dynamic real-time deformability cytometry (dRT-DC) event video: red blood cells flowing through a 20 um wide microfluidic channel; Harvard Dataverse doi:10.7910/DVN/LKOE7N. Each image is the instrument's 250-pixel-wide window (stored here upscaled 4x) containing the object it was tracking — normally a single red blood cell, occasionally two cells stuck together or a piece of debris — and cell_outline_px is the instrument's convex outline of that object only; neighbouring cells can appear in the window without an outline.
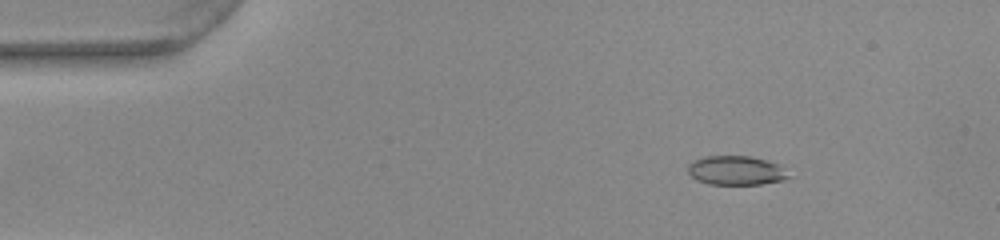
{"species": "common noctule bat (a hibernating species)", "species_latin": "Nyctalus noctula", "temperature_condition": "warm", "stored_images_in_passage": 51, "camera_frame_rate_fps": 3000, "um_per_image_px": 0.085, "animal": {"sex": "female", "body_mass_g": 22.0, "forearm_length_mm": 56.7}, "frame": {"image": 1, "passage_image": 6, "time_ms": 1.667, "image_size_px": [1000, 240], "cell_outline_px": [[788, 176], [784, 180], [760, 184], [708, 184], [696, 180], [688, 172], [688, 164], [692, 160], [704, 156], [752, 156], [768, 160], [780, 164]], "centroid_in_image_um": [62.53, 14.47], "position_along_channel_um": 22.5, "area_um2": 17.17}}
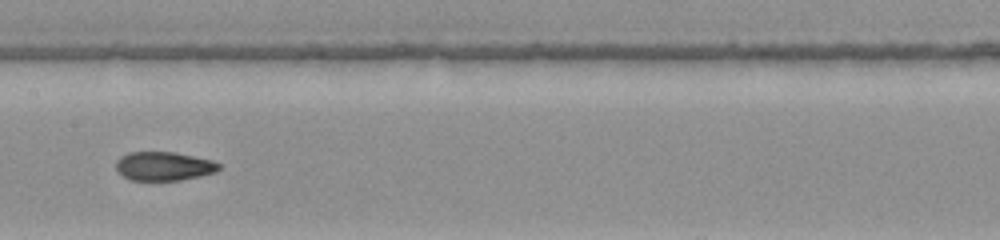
{"frame": {"image": 2, "passage_image": 25, "time_ms": 8.0, "image_size_px": [1000, 240], "cell_outline_px": [[224, 168], [216, 172], [200, 176], [180, 180], [128, 180], [116, 172], [116, 160], [120, 156], [128, 152], [176, 152], [212, 160], [224, 164]], "centroid_in_image_um": [13.95, 14.12], "position_along_channel_um": 193.4, "area_um2": 17.74}}
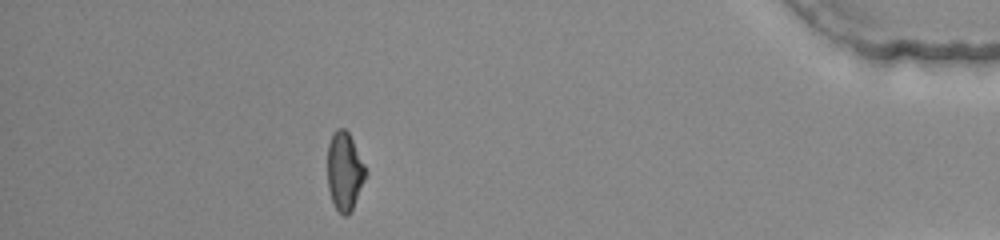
{"frame": {"image": 3, "passage_image": 45, "time_ms": 14.667, "image_size_px": [1000, 240], "cell_outline_px": [[368, 172], [352, 208], [348, 216], [344, 216], [332, 204], [328, 188], [328, 144], [332, 132], [336, 128], [344, 128], [348, 132]], "centroid_in_image_um": [29.27, 14.55], "position_along_channel_um": 405.9, "area_um2": 17.34}, "authors_computed_cell_mechanics": {"area_um2": 17.6868, "velocity_mm_per_s": 3.9477, "shape_relaxation_time_tau1_ms": null, "shape_relaxation_time_tau2_ms": 1.2318, "deformation_change_tau1": null, "deformation_change_tau2": 0.0708}}